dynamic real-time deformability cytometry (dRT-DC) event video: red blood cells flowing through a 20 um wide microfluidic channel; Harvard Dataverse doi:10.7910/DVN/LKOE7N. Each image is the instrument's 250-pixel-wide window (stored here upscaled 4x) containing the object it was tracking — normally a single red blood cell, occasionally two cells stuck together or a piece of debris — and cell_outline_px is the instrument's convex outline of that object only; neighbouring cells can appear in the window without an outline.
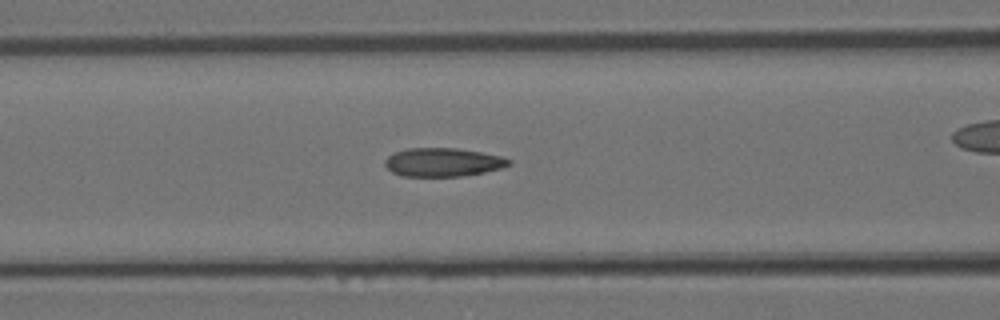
{"species": "Egyptian fruit bat (a non-hibernating species)", "species_latin": "Rousettus aegyptiacus", "temperature_condition": "room temperature", "stored_images_in_passage": 33, "camera_frame_rate_fps": 3000, "um_per_image_px": 0.085, "animal": {"sex": "female"}, "frame": {"image": 1, "passage_image": 6, "time_ms": 1.667, "image_size_px": [1000, 320], "cell_outline_px": [[512, 164], [500, 168], [484, 172], [460, 176], [404, 176], [392, 172], [384, 164], [384, 160], [388, 156], [396, 152], [408, 148], [456, 148], [480, 152], [500, 156], [512, 160]], "centroid_in_image_um": [37.64, 13.79], "position_along_channel_um": 129.0, "area_um2": 20.46}}
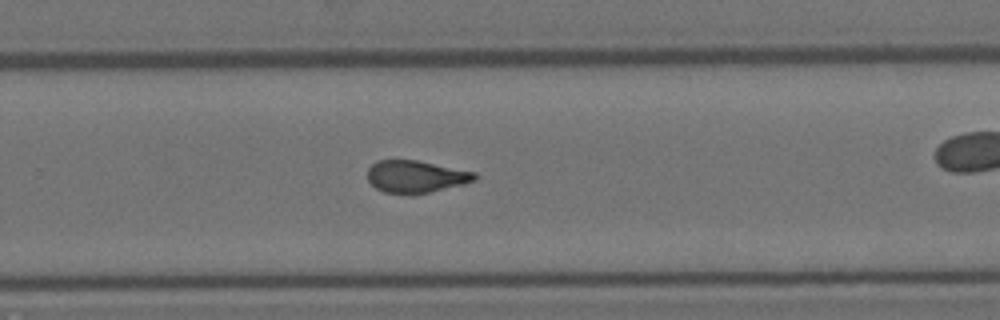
{"frame": {"image": 2, "passage_image": 17, "time_ms": 5.333, "image_size_px": [1000, 320], "cell_outline_px": [[476, 180], [464, 184], [412, 196], [384, 192], [376, 188], [368, 180], [368, 168], [376, 160], [416, 160], [476, 172]], "centroid_in_image_um": [35.33, 15.03], "position_along_channel_um": 294.5, "area_um2": 20.35}}
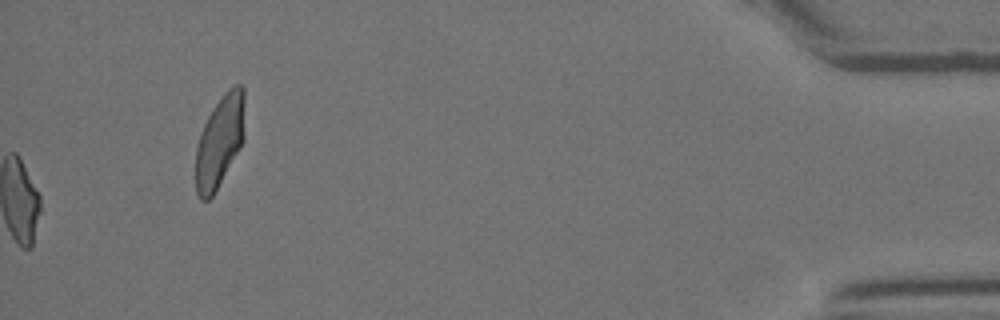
{"frame": {"image": 3, "passage_image": 33, "time_ms": 10.667, "image_size_px": [1000, 320], "cell_outline_px": [[244, 140], [240, 148], [212, 196], [208, 200], [200, 200], [196, 192], [196, 148], [200, 132], [212, 108], [224, 92], [228, 88], [236, 84], [240, 84], [244, 88]], "centroid_in_image_um": [18.68, 11.98], "position_along_channel_um": 416.5, "area_um2": 26.3}}